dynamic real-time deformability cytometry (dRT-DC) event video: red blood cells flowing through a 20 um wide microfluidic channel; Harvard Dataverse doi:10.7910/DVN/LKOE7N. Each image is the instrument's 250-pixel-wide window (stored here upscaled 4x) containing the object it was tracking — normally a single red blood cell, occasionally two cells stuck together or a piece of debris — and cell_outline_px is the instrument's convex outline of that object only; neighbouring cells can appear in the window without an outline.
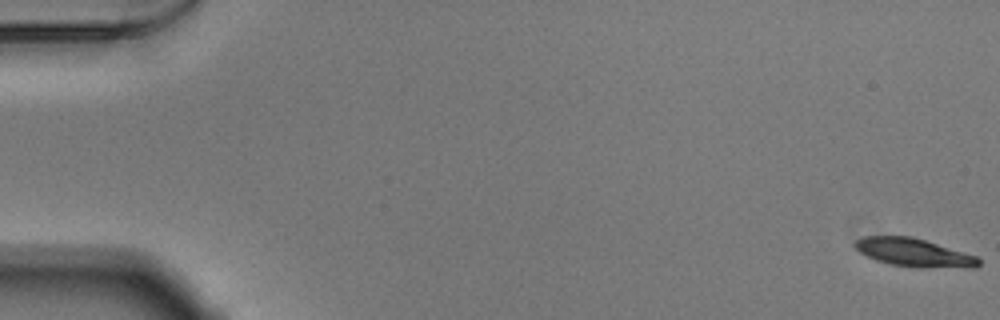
{"species": "Egyptian fruit bat (a non-hibernating species)", "species_latin": "Rousettus aegyptiacus", "temperature_condition": "warm", "stored_images_in_passage": 54, "camera_frame_rate_fps": 3000, "um_per_image_px": 0.085, "animal": {"sex": "male"}, "frame": {"image": 1, "passage_image": 1, "time_ms": 0.0, "image_size_px": [1000, 320], "cell_outline_px": [[980, 264], [976, 268], [920, 268], [888, 264], [876, 260], [860, 252], [856, 248], [856, 240], [864, 236], [912, 236], [976, 256], [980, 260]], "centroid_in_image_um": [77.72, 21.49], "position_along_channel_um": 7.3, "area_um2": 20.35}}
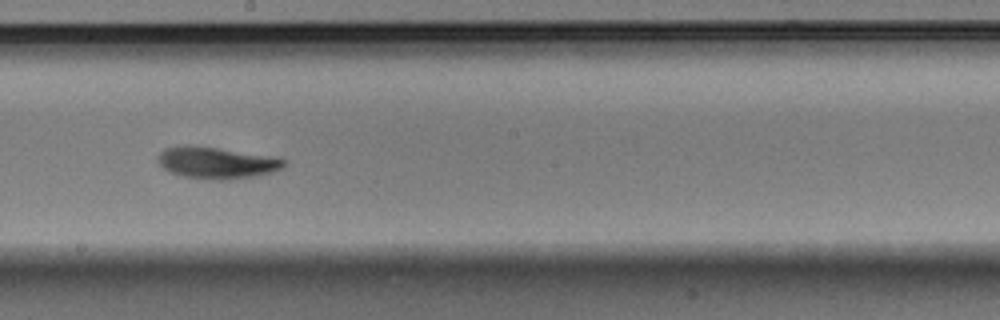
{"frame": {"image": 2, "passage_image": 31, "time_ms": 10.0, "image_size_px": [1000, 320], "cell_outline_px": [[284, 168], [272, 172], [256, 176], [224, 180], [212, 180], [180, 176], [168, 172], [156, 160], [156, 156], [164, 148], [188, 144], [276, 156], [284, 160]], "centroid_in_image_um": [18.38, 13.83], "position_along_channel_um": 229.8, "area_um2": 23.64}}
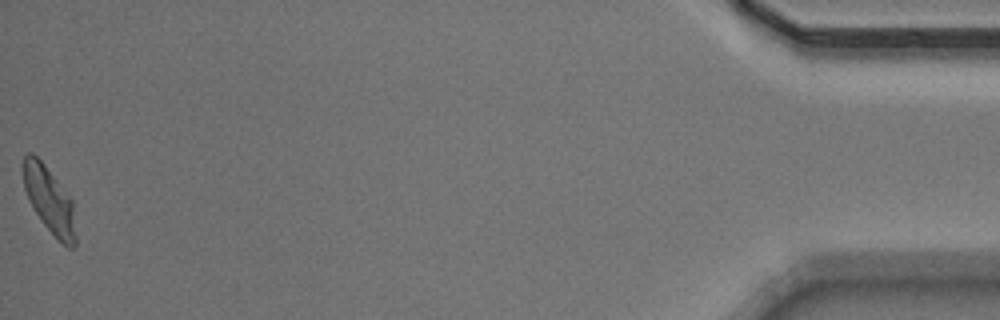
{"frame": {"image": 3, "passage_image": 54, "time_ms": 17.667, "image_size_px": [1000, 320], "cell_outline_px": [[76, 244], [72, 248], [68, 248], [44, 224], [28, 200], [24, 188], [20, 168], [24, 156], [28, 152], [32, 152], [44, 164], [72, 200], [76, 236]], "centroid_in_image_um": [4.15, 16.95], "position_along_channel_um": 431.1, "area_um2": 20.11}, "authors_computed_cell_mechanics": {"area_um2": 21.5016, "velocity_mm_per_s": 3.8379, "shape_relaxation_time_tau1_ms": 3.114, "shape_relaxation_time_tau2_ms": 7.4499, "deformation_change_tau1": 0.1497, "deformation_change_tau2": 0.1367}}